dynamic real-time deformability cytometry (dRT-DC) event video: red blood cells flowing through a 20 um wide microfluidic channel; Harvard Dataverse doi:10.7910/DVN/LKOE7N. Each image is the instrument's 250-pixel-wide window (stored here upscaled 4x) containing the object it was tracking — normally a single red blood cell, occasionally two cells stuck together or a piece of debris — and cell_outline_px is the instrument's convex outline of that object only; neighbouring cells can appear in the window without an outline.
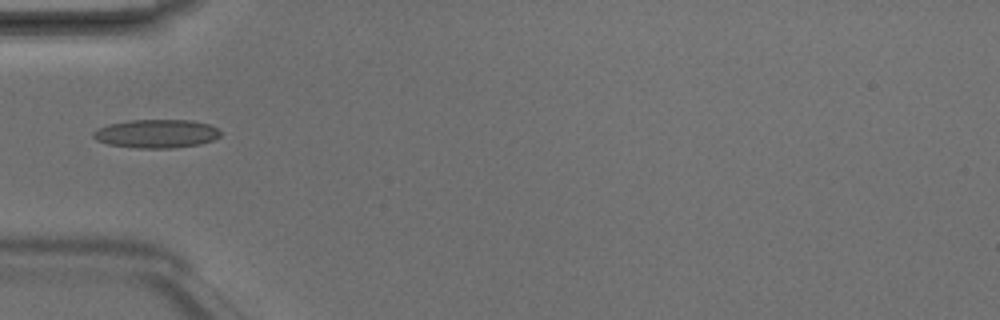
{"species": "Egyptian fruit bat (a non-hibernating species)", "species_latin": "Rousettus aegyptiacus", "temperature_condition": "room temperature", "stored_images_in_passage": 7, "camera_frame_rate_fps": 3000, "um_per_image_px": 0.085, "animal": {"sex": "male"}, "frame": {"image": 1, "passage_image": 5, "time_ms": 1.333, "image_size_px": [1000, 320], "cell_outline_px": [[220, 136], [212, 140], [200, 144], [172, 148], [136, 148], [108, 144], [96, 140], [92, 136], [92, 132], [96, 128], [108, 124], [128, 120], [192, 120], [208, 124], [216, 128], [220, 132]], "centroid_in_image_um": [13.25, 11.36], "position_along_channel_um": 71.8, "area_um2": 21.21}}
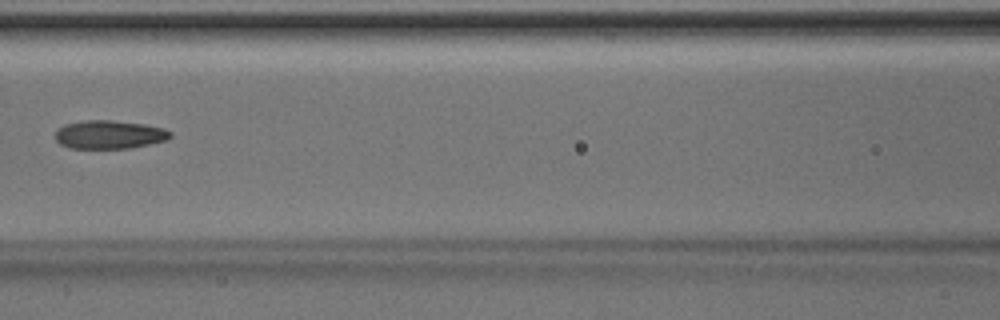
{"frame": {"image": 2, "passage_image": 7, "time_ms": 2.0, "image_size_px": [1000, 320], "cell_outline_px": [[172, 136], [168, 140], [128, 148], [68, 148], [60, 144], [56, 140], [56, 128], [64, 124], [84, 120], [112, 120], [144, 124], [164, 128], [172, 132]], "centroid_in_image_um": [9.28, 11.43], "position_along_channel_um": 157.3, "area_um2": 19.19}}